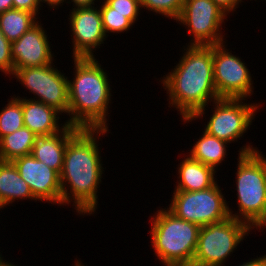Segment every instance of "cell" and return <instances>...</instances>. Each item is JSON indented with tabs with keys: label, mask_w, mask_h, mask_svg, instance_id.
Here are the masks:
<instances>
[{
	"label": "cell",
	"mask_w": 266,
	"mask_h": 266,
	"mask_svg": "<svg viewBox=\"0 0 266 266\" xmlns=\"http://www.w3.org/2000/svg\"><path fill=\"white\" fill-rule=\"evenodd\" d=\"M39 1V5L42 7V4L41 3H45L48 4V6L50 8H55L56 6L58 7L61 3L63 4V2L66 0H38Z\"/></svg>",
	"instance_id": "obj_32"
},
{
	"label": "cell",
	"mask_w": 266,
	"mask_h": 266,
	"mask_svg": "<svg viewBox=\"0 0 266 266\" xmlns=\"http://www.w3.org/2000/svg\"><path fill=\"white\" fill-rule=\"evenodd\" d=\"M23 127L22 98L13 96L0 112V139Z\"/></svg>",
	"instance_id": "obj_22"
},
{
	"label": "cell",
	"mask_w": 266,
	"mask_h": 266,
	"mask_svg": "<svg viewBox=\"0 0 266 266\" xmlns=\"http://www.w3.org/2000/svg\"><path fill=\"white\" fill-rule=\"evenodd\" d=\"M151 218L152 246L164 266H192L200 226L178 218L168 208Z\"/></svg>",
	"instance_id": "obj_5"
},
{
	"label": "cell",
	"mask_w": 266,
	"mask_h": 266,
	"mask_svg": "<svg viewBox=\"0 0 266 266\" xmlns=\"http://www.w3.org/2000/svg\"><path fill=\"white\" fill-rule=\"evenodd\" d=\"M108 131L107 129L79 128L70 137L65 149L60 174L61 205L74 202V209L83 216L87 213L94 214L98 206L97 188L100 187L104 168L97 139L99 140L100 135L103 136Z\"/></svg>",
	"instance_id": "obj_1"
},
{
	"label": "cell",
	"mask_w": 266,
	"mask_h": 266,
	"mask_svg": "<svg viewBox=\"0 0 266 266\" xmlns=\"http://www.w3.org/2000/svg\"><path fill=\"white\" fill-rule=\"evenodd\" d=\"M251 230L232 217L200 227L192 266H223Z\"/></svg>",
	"instance_id": "obj_6"
},
{
	"label": "cell",
	"mask_w": 266,
	"mask_h": 266,
	"mask_svg": "<svg viewBox=\"0 0 266 266\" xmlns=\"http://www.w3.org/2000/svg\"><path fill=\"white\" fill-rule=\"evenodd\" d=\"M73 81L68 80V125L84 129H107L111 100L109 76L95 57H75Z\"/></svg>",
	"instance_id": "obj_3"
},
{
	"label": "cell",
	"mask_w": 266,
	"mask_h": 266,
	"mask_svg": "<svg viewBox=\"0 0 266 266\" xmlns=\"http://www.w3.org/2000/svg\"><path fill=\"white\" fill-rule=\"evenodd\" d=\"M111 8L112 12L128 14V19L134 24L139 16L141 8L140 0H104Z\"/></svg>",
	"instance_id": "obj_25"
},
{
	"label": "cell",
	"mask_w": 266,
	"mask_h": 266,
	"mask_svg": "<svg viewBox=\"0 0 266 266\" xmlns=\"http://www.w3.org/2000/svg\"><path fill=\"white\" fill-rule=\"evenodd\" d=\"M33 13L18 9H9L0 13V30L10 41L18 40L38 21Z\"/></svg>",
	"instance_id": "obj_21"
},
{
	"label": "cell",
	"mask_w": 266,
	"mask_h": 266,
	"mask_svg": "<svg viewBox=\"0 0 266 266\" xmlns=\"http://www.w3.org/2000/svg\"><path fill=\"white\" fill-rule=\"evenodd\" d=\"M178 180L175 191H200L212 187L215 181V171L189 155L178 165Z\"/></svg>",
	"instance_id": "obj_17"
},
{
	"label": "cell",
	"mask_w": 266,
	"mask_h": 266,
	"mask_svg": "<svg viewBox=\"0 0 266 266\" xmlns=\"http://www.w3.org/2000/svg\"><path fill=\"white\" fill-rule=\"evenodd\" d=\"M68 18L73 35V58L94 57V50L104 43L106 35L100 9L97 7H72Z\"/></svg>",
	"instance_id": "obj_12"
},
{
	"label": "cell",
	"mask_w": 266,
	"mask_h": 266,
	"mask_svg": "<svg viewBox=\"0 0 266 266\" xmlns=\"http://www.w3.org/2000/svg\"><path fill=\"white\" fill-rule=\"evenodd\" d=\"M53 64L16 69L13 76L42 102L57 111L68 113V79Z\"/></svg>",
	"instance_id": "obj_9"
},
{
	"label": "cell",
	"mask_w": 266,
	"mask_h": 266,
	"mask_svg": "<svg viewBox=\"0 0 266 266\" xmlns=\"http://www.w3.org/2000/svg\"><path fill=\"white\" fill-rule=\"evenodd\" d=\"M217 182L200 191H174L169 210L178 218L202 226L230 217L229 205Z\"/></svg>",
	"instance_id": "obj_7"
},
{
	"label": "cell",
	"mask_w": 266,
	"mask_h": 266,
	"mask_svg": "<svg viewBox=\"0 0 266 266\" xmlns=\"http://www.w3.org/2000/svg\"><path fill=\"white\" fill-rule=\"evenodd\" d=\"M40 5L38 0H13V9L24 10L33 13L36 17Z\"/></svg>",
	"instance_id": "obj_27"
},
{
	"label": "cell",
	"mask_w": 266,
	"mask_h": 266,
	"mask_svg": "<svg viewBox=\"0 0 266 266\" xmlns=\"http://www.w3.org/2000/svg\"><path fill=\"white\" fill-rule=\"evenodd\" d=\"M226 16L211 0H184L176 22L188 28L186 32L193 37L190 45L213 46L225 42L220 27Z\"/></svg>",
	"instance_id": "obj_8"
},
{
	"label": "cell",
	"mask_w": 266,
	"mask_h": 266,
	"mask_svg": "<svg viewBox=\"0 0 266 266\" xmlns=\"http://www.w3.org/2000/svg\"><path fill=\"white\" fill-rule=\"evenodd\" d=\"M184 0H140L142 7L153 11L156 14L170 19L177 20L180 16Z\"/></svg>",
	"instance_id": "obj_24"
},
{
	"label": "cell",
	"mask_w": 266,
	"mask_h": 266,
	"mask_svg": "<svg viewBox=\"0 0 266 266\" xmlns=\"http://www.w3.org/2000/svg\"><path fill=\"white\" fill-rule=\"evenodd\" d=\"M262 260H263V262H264V264L266 266V255L262 256Z\"/></svg>",
	"instance_id": "obj_34"
},
{
	"label": "cell",
	"mask_w": 266,
	"mask_h": 266,
	"mask_svg": "<svg viewBox=\"0 0 266 266\" xmlns=\"http://www.w3.org/2000/svg\"><path fill=\"white\" fill-rule=\"evenodd\" d=\"M95 0H72L71 2H73V7H93V5H95L94 3ZM70 2V0H69Z\"/></svg>",
	"instance_id": "obj_29"
},
{
	"label": "cell",
	"mask_w": 266,
	"mask_h": 266,
	"mask_svg": "<svg viewBox=\"0 0 266 266\" xmlns=\"http://www.w3.org/2000/svg\"><path fill=\"white\" fill-rule=\"evenodd\" d=\"M24 98H22L24 127L29 128L37 136L56 134L68 125V123L59 125L61 113L56 109L36 101L35 98Z\"/></svg>",
	"instance_id": "obj_15"
},
{
	"label": "cell",
	"mask_w": 266,
	"mask_h": 266,
	"mask_svg": "<svg viewBox=\"0 0 266 266\" xmlns=\"http://www.w3.org/2000/svg\"><path fill=\"white\" fill-rule=\"evenodd\" d=\"M78 129V127L67 125L56 134L37 136L31 155L61 174L67 143Z\"/></svg>",
	"instance_id": "obj_16"
},
{
	"label": "cell",
	"mask_w": 266,
	"mask_h": 266,
	"mask_svg": "<svg viewBox=\"0 0 266 266\" xmlns=\"http://www.w3.org/2000/svg\"><path fill=\"white\" fill-rule=\"evenodd\" d=\"M0 70L9 76L14 74V63L11 57V42L0 30Z\"/></svg>",
	"instance_id": "obj_26"
},
{
	"label": "cell",
	"mask_w": 266,
	"mask_h": 266,
	"mask_svg": "<svg viewBox=\"0 0 266 266\" xmlns=\"http://www.w3.org/2000/svg\"><path fill=\"white\" fill-rule=\"evenodd\" d=\"M187 46L179 63L161 80L169 104L178 109L184 123L204 117L208 102L220 99L214 83L213 46Z\"/></svg>",
	"instance_id": "obj_2"
},
{
	"label": "cell",
	"mask_w": 266,
	"mask_h": 266,
	"mask_svg": "<svg viewBox=\"0 0 266 266\" xmlns=\"http://www.w3.org/2000/svg\"><path fill=\"white\" fill-rule=\"evenodd\" d=\"M13 9V0H0V13Z\"/></svg>",
	"instance_id": "obj_31"
},
{
	"label": "cell",
	"mask_w": 266,
	"mask_h": 266,
	"mask_svg": "<svg viewBox=\"0 0 266 266\" xmlns=\"http://www.w3.org/2000/svg\"><path fill=\"white\" fill-rule=\"evenodd\" d=\"M239 266H265L262 257L260 256L255 259H251V261L244 262L242 265L240 264Z\"/></svg>",
	"instance_id": "obj_30"
},
{
	"label": "cell",
	"mask_w": 266,
	"mask_h": 266,
	"mask_svg": "<svg viewBox=\"0 0 266 266\" xmlns=\"http://www.w3.org/2000/svg\"><path fill=\"white\" fill-rule=\"evenodd\" d=\"M223 44L213 45V74L218 97H250L254 87L249 69L239 57L228 52Z\"/></svg>",
	"instance_id": "obj_10"
},
{
	"label": "cell",
	"mask_w": 266,
	"mask_h": 266,
	"mask_svg": "<svg viewBox=\"0 0 266 266\" xmlns=\"http://www.w3.org/2000/svg\"><path fill=\"white\" fill-rule=\"evenodd\" d=\"M242 100L247 99L220 98L214 101L215 110L204 131L227 143L237 142L250 128L254 113L260 106L257 103H243Z\"/></svg>",
	"instance_id": "obj_11"
},
{
	"label": "cell",
	"mask_w": 266,
	"mask_h": 266,
	"mask_svg": "<svg viewBox=\"0 0 266 266\" xmlns=\"http://www.w3.org/2000/svg\"><path fill=\"white\" fill-rule=\"evenodd\" d=\"M36 200L12 161L0 160V204L4 208L20 199Z\"/></svg>",
	"instance_id": "obj_18"
},
{
	"label": "cell",
	"mask_w": 266,
	"mask_h": 266,
	"mask_svg": "<svg viewBox=\"0 0 266 266\" xmlns=\"http://www.w3.org/2000/svg\"><path fill=\"white\" fill-rule=\"evenodd\" d=\"M23 180L28 184L36 201H47L61 206L60 174L36 160L32 155L12 161Z\"/></svg>",
	"instance_id": "obj_13"
},
{
	"label": "cell",
	"mask_w": 266,
	"mask_h": 266,
	"mask_svg": "<svg viewBox=\"0 0 266 266\" xmlns=\"http://www.w3.org/2000/svg\"><path fill=\"white\" fill-rule=\"evenodd\" d=\"M103 28L106 37L107 33H122L127 31L132 25H134L129 19L128 14H119L118 12H112V8L104 1L101 8L99 7Z\"/></svg>",
	"instance_id": "obj_23"
},
{
	"label": "cell",
	"mask_w": 266,
	"mask_h": 266,
	"mask_svg": "<svg viewBox=\"0 0 266 266\" xmlns=\"http://www.w3.org/2000/svg\"><path fill=\"white\" fill-rule=\"evenodd\" d=\"M193 148L190 150L189 156L214 170H217L219 164L224 161L227 155L226 141L220 140L215 136L209 135L203 131L201 138L197 139Z\"/></svg>",
	"instance_id": "obj_19"
},
{
	"label": "cell",
	"mask_w": 266,
	"mask_h": 266,
	"mask_svg": "<svg viewBox=\"0 0 266 266\" xmlns=\"http://www.w3.org/2000/svg\"><path fill=\"white\" fill-rule=\"evenodd\" d=\"M244 147V148H243ZM239 151L236 191L239 213L229 209L230 217L252 229L266 228V158L258 148L243 146ZM260 152V153H259Z\"/></svg>",
	"instance_id": "obj_4"
},
{
	"label": "cell",
	"mask_w": 266,
	"mask_h": 266,
	"mask_svg": "<svg viewBox=\"0 0 266 266\" xmlns=\"http://www.w3.org/2000/svg\"><path fill=\"white\" fill-rule=\"evenodd\" d=\"M219 8H221L227 15L230 12L235 11L237 5L242 2V0H211Z\"/></svg>",
	"instance_id": "obj_28"
},
{
	"label": "cell",
	"mask_w": 266,
	"mask_h": 266,
	"mask_svg": "<svg viewBox=\"0 0 266 266\" xmlns=\"http://www.w3.org/2000/svg\"><path fill=\"white\" fill-rule=\"evenodd\" d=\"M37 135L29 128L23 127L0 139V160L14 161L15 159L31 155Z\"/></svg>",
	"instance_id": "obj_20"
},
{
	"label": "cell",
	"mask_w": 266,
	"mask_h": 266,
	"mask_svg": "<svg viewBox=\"0 0 266 266\" xmlns=\"http://www.w3.org/2000/svg\"><path fill=\"white\" fill-rule=\"evenodd\" d=\"M0 266H16V265H13L11 262H8V261H3V257L2 255L0 254Z\"/></svg>",
	"instance_id": "obj_33"
},
{
	"label": "cell",
	"mask_w": 266,
	"mask_h": 266,
	"mask_svg": "<svg viewBox=\"0 0 266 266\" xmlns=\"http://www.w3.org/2000/svg\"><path fill=\"white\" fill-rule=\"evenodd\" d=\"M41 25L38 21L18 40L11 42L14 71L25 67L54 64L48 36Z\"/></svg>",
	"instance_id": "obj_14"
}]
</instances>
